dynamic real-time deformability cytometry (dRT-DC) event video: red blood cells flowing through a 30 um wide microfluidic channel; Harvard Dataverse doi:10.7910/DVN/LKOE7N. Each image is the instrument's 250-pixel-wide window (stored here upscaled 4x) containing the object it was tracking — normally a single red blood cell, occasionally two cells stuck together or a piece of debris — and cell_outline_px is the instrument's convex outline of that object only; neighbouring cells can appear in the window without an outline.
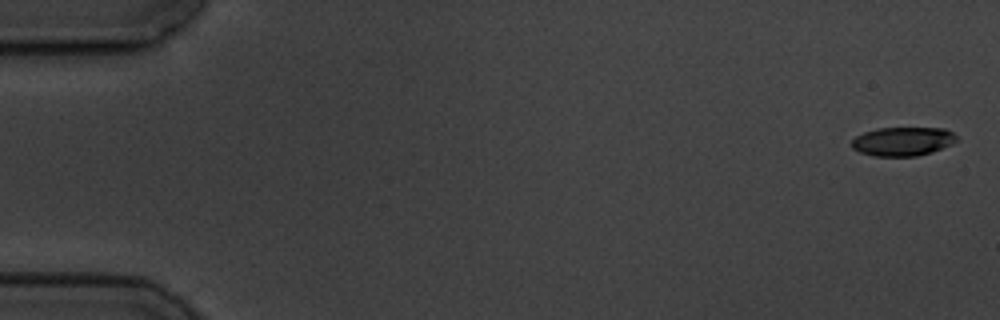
{"species": "common noctule bat (a hibernating species)", "species_latin": "Nyctalus noctula", "temperature_condition": "cold", "stored_images_in_passage": 5, "camera_frame_rate_fps": 3000, "um_per_image_px": 0.085, "animal": {"sex": "male", "body_mass_g": 19.5, "forearm_length_mm": 54.6}, "frame": {"image": 1, "passage_image": 1, "time_ms": 0.0, "image_size_px": [1000, 320], "cell_outline_px": [[960, 140], [952, 144], [932, 152], [916, 156], [872, 156], [860, 152], [852, 148], [852, 140], [856, 136], [864, 132], [876, 128], [944, 128], [952, 132]], "centroid_in_image_um": [76.75, 12.02], "position_along_channel_um": 8.3, "area_um2": 17.74}}
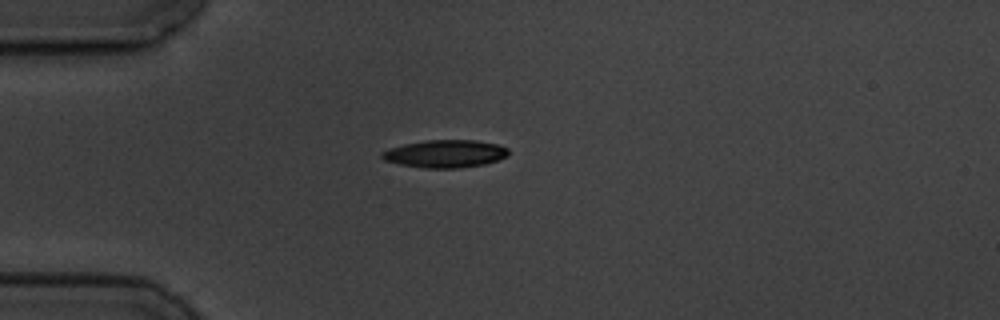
{"frame": {"image": 2, "passage_image": 5, "time_ms": 4.667, "image_size_px": [1000, 320], "cell_outline_px": [[508, 156], [484, 164], [456, 168], [424, 168], [400, 164], [384, 160], [380, 156], [380, 152], [388, 148], [404, 144], [428, 140], [476, 140], [500, 144], [508, 148]], "centroid_in_image_um": [37.83, 13.06], "position_along_channel_um": 47.2, "area_um2": 20.46}}